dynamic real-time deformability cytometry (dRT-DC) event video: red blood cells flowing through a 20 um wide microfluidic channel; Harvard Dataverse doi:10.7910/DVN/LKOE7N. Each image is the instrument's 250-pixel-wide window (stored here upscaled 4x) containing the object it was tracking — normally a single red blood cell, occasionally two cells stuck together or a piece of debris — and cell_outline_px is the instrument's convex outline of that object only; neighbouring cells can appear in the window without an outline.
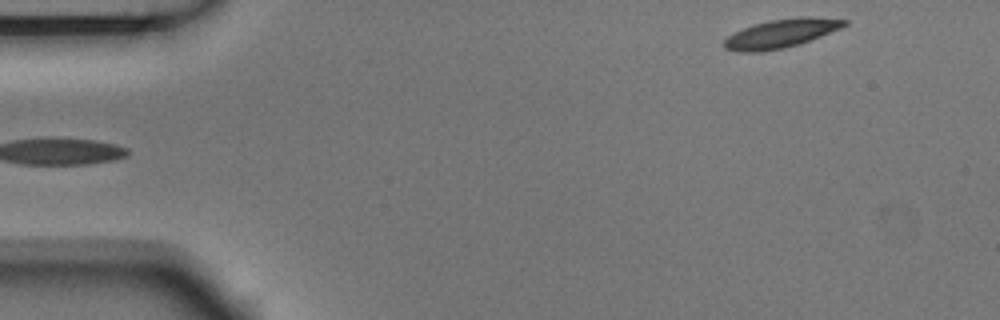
{"species": "Egyptian fruit bat (a non-hibernating species)", "species_latin": "Rousettus aegyptiacus", "temperature_condition": "room temperature", "stored_images_in_passage": 4, "segment_of_instrument_passage": [2, 2], "camera_frame_rate_fps": 3000, "um_per_image_px": 0.085, "animal": {"sex": "male"}, "frame": {"image": 1, "passage_image": 4, "time_ms": 1.0, "image_size_px": [1000, 320], "cell_outline_px": [[848, 24], [840, 28], [800, 44], [784, 48], [760, 52], [740, 52], [724, 48], [724, 40], [728, 36], [744, 28], [756, 24], [772, 20], [800, 16], [808, 16], [848, 20]], "centroid_in_image_um": [66.4, 2.85], "position_along_channel_um": 18.6, "area_um2": 19.83}}